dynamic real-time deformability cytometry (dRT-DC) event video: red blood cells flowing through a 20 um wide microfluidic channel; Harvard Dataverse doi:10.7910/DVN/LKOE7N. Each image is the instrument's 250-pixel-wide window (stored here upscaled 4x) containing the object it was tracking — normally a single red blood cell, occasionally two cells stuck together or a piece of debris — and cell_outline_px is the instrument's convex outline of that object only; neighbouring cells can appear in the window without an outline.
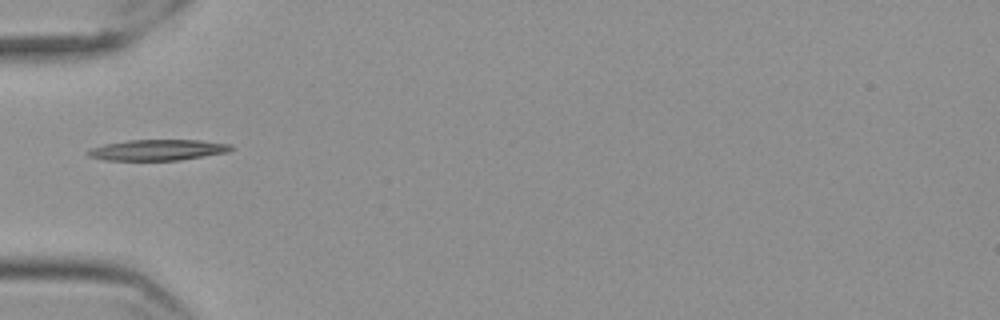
{"species": "Egyptian fruit bat (a non-hibernating species)", "species_latin": "Rousettus aegyptiacus", "temperature_condition": "cold", "stored_images_in_passage": 39, "camera_frame_rate_fps": 3000, "um_per_image_px": 0.085, "frame": {"image": 1, "passage_image": 1, "time_ms": 0.0, "image_size_px": [1000, 320], "cell_outline_px": [[232, 148], [228, 152], [180, 160], [104, 160], [88, 156], [84, 152], [92, 148], [104, 144], [128, 140], [200, 140], [232, 144]], "centroid_in_image_um": [13.38, 12.74], "position_along_channel_um": 71.6, "area_um2": 17.4}}
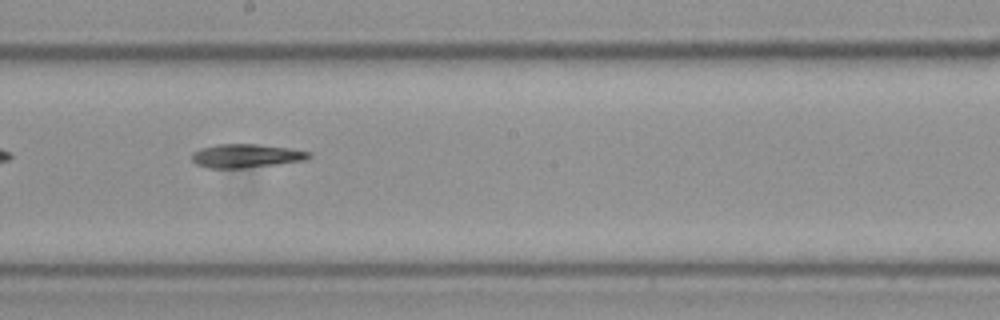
{"frame": {"image": 2, "passage_image": 14, "time_ms": 4.333, "image_size_px": [1000, 320], "cell_outline_px": [[312, 156], [304, 160], [276, 164], [240, 168], [208, 168], [196, 164], [192, 160], [192, 152], [200, 148], [216, 144], [260, 144], [288, 148], [312, 152]], "centroid_in_image_um": [20.9, 13.24], "position_along_channel_um": 227.3, "area_um2": 16.13}}
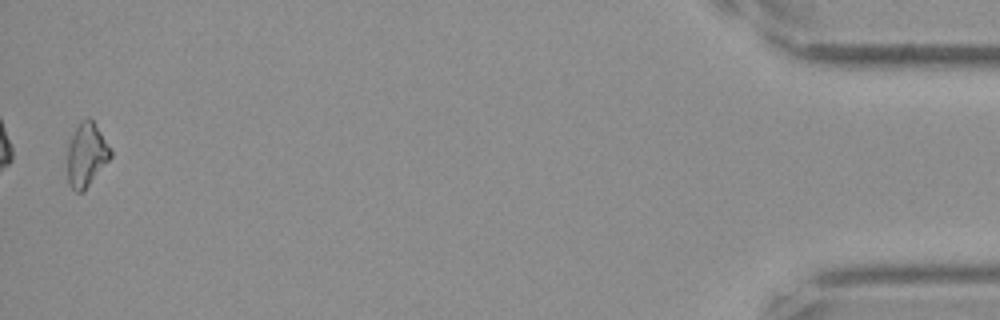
{"frame": {"image": 3, "passage_image": 38, "time_ms": 12.333, "image_size_px": [1000, 320], "cell_outline_px": [[112, 156], [84, 192], [76, 192], [72, 188], [68, 180], [68, 148], [72, 136], [80, 120], [88, 116], [92, 120], [100, 132], [112, 152]], "centroid_in_image_um": [7.35, 13.17], "position_along_channel_um": 427.9, "area_um2": 15.78}, "authors_computed_cell_mechanics": {"area_um2": 16.0106, "velocity_mm_per_s": 3.5739, "shape_relaxation_time_tau1_ms": 6.7416, "shape_relaxation_time_tau2_ms": null, "deformation_change_tau1": 0.1983, "deformation_change_tau2": null}}